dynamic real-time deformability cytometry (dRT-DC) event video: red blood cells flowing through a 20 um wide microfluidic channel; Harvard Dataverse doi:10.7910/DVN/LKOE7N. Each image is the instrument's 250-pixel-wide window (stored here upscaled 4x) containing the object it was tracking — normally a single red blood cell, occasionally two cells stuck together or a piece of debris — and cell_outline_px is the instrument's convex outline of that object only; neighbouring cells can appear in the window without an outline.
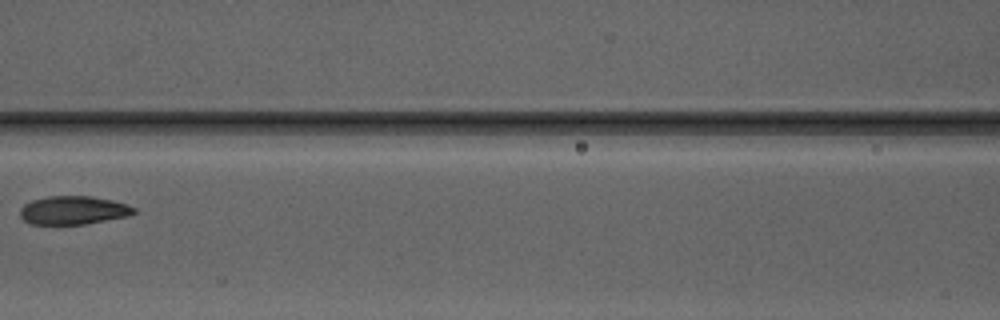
{"species": "Egyptian fruit bat (a non-hibernating species)", "species_latin": "Rousettus aegyptiacus", "temperature_condition": "warm", "stored_images_in_passage": 7, "camera_frame_rate_fps": 3000, "um_per_image_px": 0.085, "animal": {"sex": "male"}, "frame": {"image": 1, "passage_image": 7, "time_ms": 8.333, "image_size_px": [1000, 320], "cell_outline_px": [[136, 212], [128, 216], [84, 224], [28, 224], [20, 216], [20, 208], [24, 204], [32, 200], [48, 196], [92, 196], [112, 200], [128, 204], [136, 208]], "centroid_in_image_um": [6.23, 17.87], "position_along_channel_um": 160.4, "area_um2": 18.96}}